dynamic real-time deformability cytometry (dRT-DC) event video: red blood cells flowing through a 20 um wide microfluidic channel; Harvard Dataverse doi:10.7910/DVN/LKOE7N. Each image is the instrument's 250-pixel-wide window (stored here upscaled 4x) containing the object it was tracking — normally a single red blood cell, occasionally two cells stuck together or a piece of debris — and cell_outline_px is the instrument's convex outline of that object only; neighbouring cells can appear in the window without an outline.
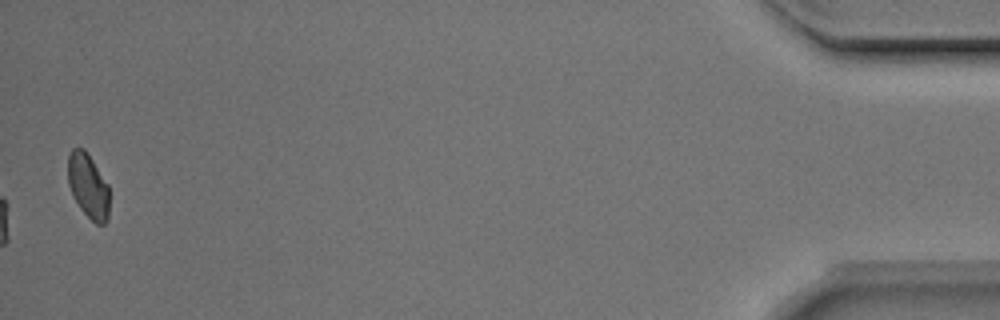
{"species": "Egyptian fruit bat (a non-hibernating species)", "species_latin": "Rousettus aegyptiacus", "temperature_condition": "room temperature", "stored_images_in_passage": 37, "camera_frame_rate_fps": 3000, "um_per_image_px": 0.085, "animal": {"sex": "male"}, "frame": {"image": 1, "passage_image": 37, "time_ms": 12.0, "image_size_px": [1000, 320], "cell_outline_px": [[108, 220], [104, 224], [96, 224], [80, 208], [72, 196], [68, 184], [68, 156], [72, 148], [84, 148], [108, 184]], "centroid_in_image_um": [7.48, 15.8], "position_along_channel_um": 427.7, "area_um2": 15.49}, "authors_computed_cell_mechanics": {"area_um2": 18.9584, "velocity_mm_per_s": 3.9488, "shape_relaxation_time_tau1_ms": 5.0549, "shape_relaxation_time_tau2_ms": 2.4349, "deformation_change_tau1": 0.1273, "deformation_change_tau2": 0.0772}}